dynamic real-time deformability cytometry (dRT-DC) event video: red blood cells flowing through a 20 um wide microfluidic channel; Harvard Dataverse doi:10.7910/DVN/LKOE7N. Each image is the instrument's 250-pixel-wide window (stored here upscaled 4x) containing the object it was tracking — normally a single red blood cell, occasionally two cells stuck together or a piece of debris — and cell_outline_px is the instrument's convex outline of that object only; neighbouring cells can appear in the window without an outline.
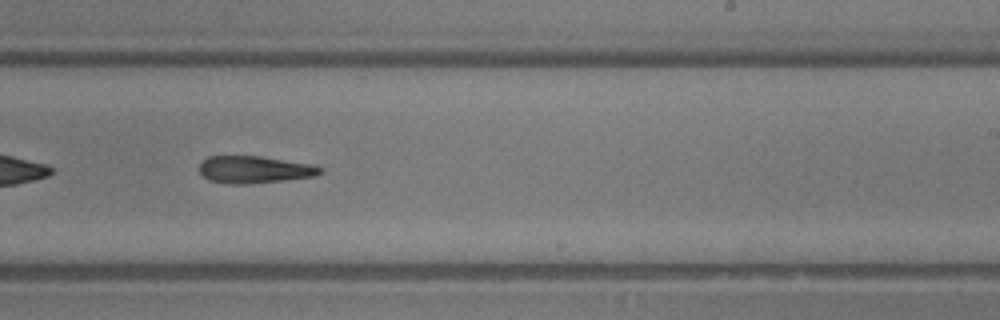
{"species": "common noctule bat (a hibernating species)", "species_latin": "Nyctalus noctula", "temperature_condition": "room temperature", "stored_images_in_passage": 29, "camera_frame_rate_fps": 3000, "um_per_image_px": 0.085, "animal": {"sex": "male", "body_mass_g": 13.3}, "frame": {"image": 1, "passage_image": 17, "time_ms": 5.333, "image_size_px": [1000, 320], "cell_outline_px": [[324, 172], [312, 176], [284, 180], [244, 184], [228, 184], [208, 180], [200, 172], [200, 164], [208, 156], [260, 156], [312, 164], [324, 168]], "centroid_in_image_um": [21.63, 14.41], "position_along_channel_um": 267.4, "area_um2": 19.07}, "authors_computed_cell_mechanics": {"area_um2": 20.23, "velocity_mm_per_s": 4.8358, "shape_relaxation_time_tau1_ms": 11.0299, "shape_relaxation_time_tau2_ms": null, "deformation_change_tau1": 0.2794, "deformation_change_tau2": null}}